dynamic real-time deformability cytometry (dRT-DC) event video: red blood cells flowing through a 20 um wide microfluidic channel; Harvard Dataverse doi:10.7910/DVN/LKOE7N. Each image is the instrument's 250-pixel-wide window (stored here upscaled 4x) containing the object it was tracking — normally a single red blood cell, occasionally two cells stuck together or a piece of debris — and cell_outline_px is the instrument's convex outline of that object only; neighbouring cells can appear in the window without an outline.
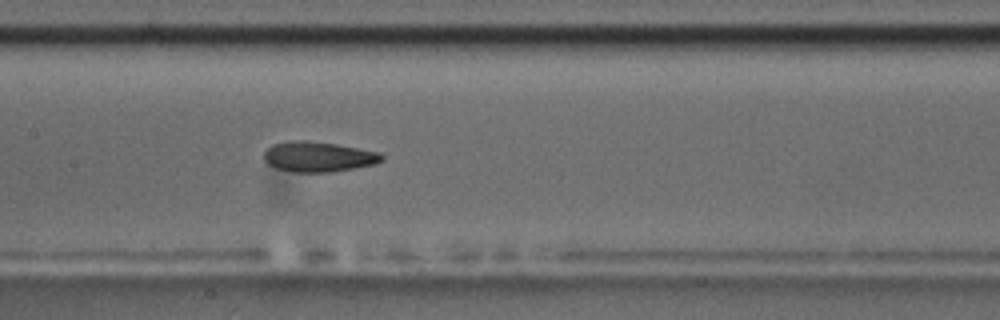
{"species": "common noctule bat (a hibernating species)", "species_latin": "Nyctalus noctula", "temperature_condition": "room temperature", "stored_images_in_passage": 8, "camera_frame_rate_fps": 3000, "um_per_image_px": 0.085, "animal": {"sex": "male", "body_mass_g": 17.5, "forearm_length_mm": 52.3}, "frame": {"image": 1, "passage_image": 8, "time_ms": 7.667, "image_size_px": [1000, 320], "cell_outline_px": [[384, 160], [376, 164], [332, 172], [292, 172], [276, 168], [268, 164], [264, 160], [264, 152], [272, 144], [288, 140], [308, 140], [336, 144], [380, 152], [384, 156]], "centroid_in_image_um": [27.06, 13.32], "position_along_channel_um": 180.3, "area_um2": 20.98}}